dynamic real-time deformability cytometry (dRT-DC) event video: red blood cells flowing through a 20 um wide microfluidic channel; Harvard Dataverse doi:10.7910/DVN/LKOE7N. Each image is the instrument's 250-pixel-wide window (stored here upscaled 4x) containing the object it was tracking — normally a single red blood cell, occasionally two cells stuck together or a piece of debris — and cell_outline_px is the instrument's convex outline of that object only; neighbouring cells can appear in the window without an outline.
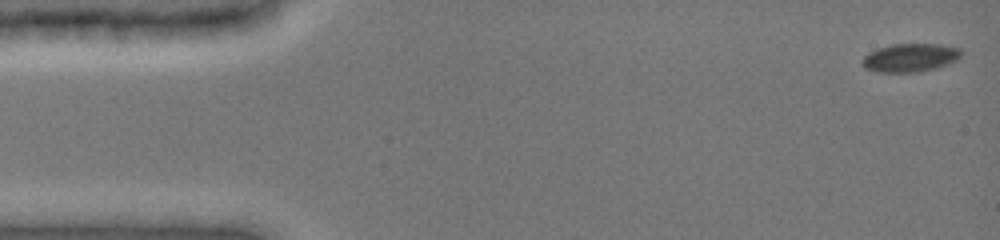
{"species": "common noctule bat (a hibernating species)", "species_latin": "Nyctalus noctula", "temperature_condition": "cold", "stored_images_in_passage": 29, "camera_frame_rate_fps": 3000, "um_per_image_px": 0.085, "animal": {"sex": "female", "body_mass_g": 19.0, "forearm_length_mm": 51.5}, "frame": {"image": 1, "passage_image": 1, "time_ms": 0.0, "image_size_px": [1000, 240], "cell_outline_px": [[964, 52], [956, 60], [948, 64], [936, 68], [916, 72], [876, 72], [864, 68], [860, 60], [868, 52], [892, 44], [940, 44], [960, 48]], "centroid_in_image_um": [77.36, 4.9], "position_along_channel_um": 7.6, "area_um2": 16.47}}
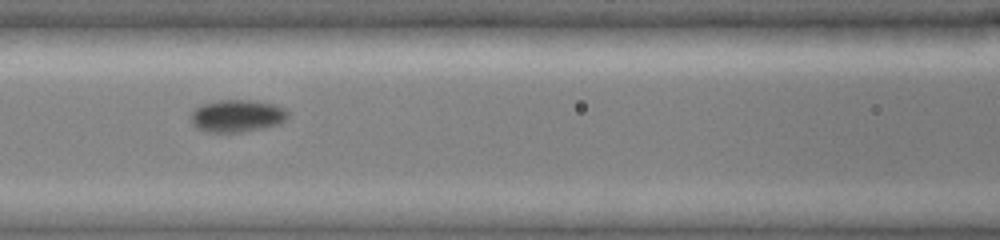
{"frame": {"image": 2, "passage_image": 18, "time_ms": 6.667, "image_size_px": [1000, 240], "cell_outline_px": [[288, 116], [280, 124], [264, 128], [244, 132], [204, 132], [196, 128], [192, 124], [192, 112], [196, 108], [204, 104], [220, 100], [248, 100], [276, 104], [284, 108], [288, 112]], "centroid_in_image_um": [20.17, 9.86], "position_along_channel_um": 146.4, "area_um2": 18.32}}
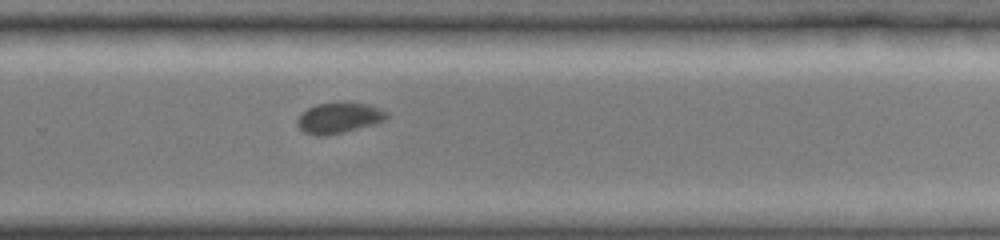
{"frame": {"image": 3, "passage_image": 29, "time_ms": 10.667, "image_size_px": [1000, 240], "cell_outline_px": [[388, 116], [384, 120], [372, 124], [344, 132], [324, 136], [316, 136], [304, 132], [296, 124], [296, 120], [300, 112], [316, 104], [368, 104], [380, 108], [388, 112]], "centroid_in_image_um": [28.76, 10.04], "position_along_channel_um": 301.0, "area_um2": 15.66}}